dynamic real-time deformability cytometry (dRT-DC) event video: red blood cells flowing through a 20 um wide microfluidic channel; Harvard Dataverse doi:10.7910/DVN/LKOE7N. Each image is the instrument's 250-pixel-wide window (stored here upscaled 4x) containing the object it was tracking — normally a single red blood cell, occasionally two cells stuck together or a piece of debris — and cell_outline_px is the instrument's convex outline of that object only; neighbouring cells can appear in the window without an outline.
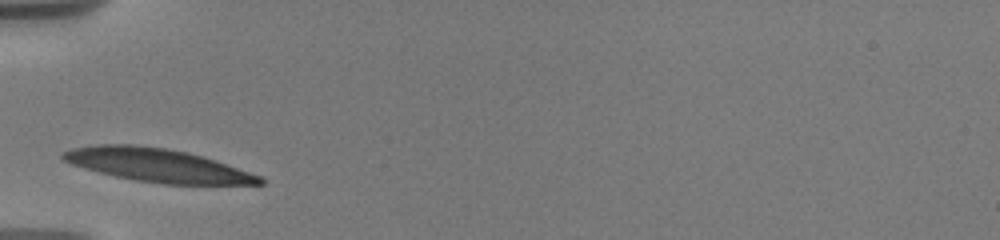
{"species": "human", "species_latin": "Homo sapiens", "temperature_condition": "warm", "stored_images_in_passage": 2, "camera_frame_rate_fps": 3000, "um_per_image_px": 0.085, "donor": {"sex": "male"}, "frame": {"image": 1, "passage_image": 1, "time_ms": 0.0, "image_size_px": [1000, 240], "cell_outline_px": [[264, 184], [164, 184], [136, 180], [116, 176], [84, 168], [72, 164], [64, 160], [60, 156], [64, 152], [72, 148], [96, 144], [132, 144], [164, 148], [188, 152], [260, 176], [264, 180]], "centroid_in_image_um": [13.32, 14.04], "position_along_channel_um": 71.7, "area_um2": 37.45}}